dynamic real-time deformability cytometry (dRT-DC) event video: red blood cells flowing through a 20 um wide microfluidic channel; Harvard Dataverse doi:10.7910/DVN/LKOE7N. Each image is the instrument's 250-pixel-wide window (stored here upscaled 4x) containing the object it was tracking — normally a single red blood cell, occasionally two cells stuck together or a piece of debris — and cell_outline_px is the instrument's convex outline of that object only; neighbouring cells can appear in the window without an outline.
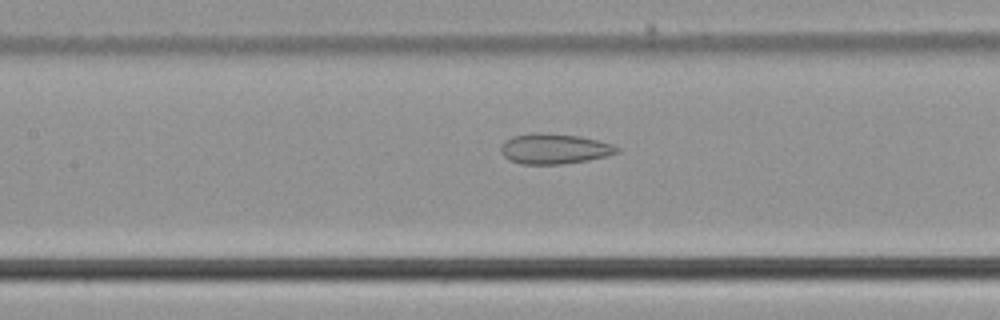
{"species": "common noctule bat (a hibernating species)", "species_latin": "Nyctalus noctula", "temperature_condition": "cold", "stored_images_in_passage": 32, "camera_frame_rate_fps": 3000, "um_per_image_px": 0.085, "animal": {"sex": "male", "body_mass_g": 21.5, "forearm_length_mm": 52.0}, "frame": {"image": 1, "passage_image": 10, "time_ms": 3.0, "image_size_px": [1000, 320], "cell_outline_px": [[620, 152], [608, 156], [588, 160], [560, 164], [524, 164], [508, 160], [500, 152], [500, 148], [504, 140], [512, 136], [532, 132], [540, 132], [580, 136], [612, 144], [620, 148]], "centroid_in_image_um": [47.1, 12.64], "position_along_channel_um": 160.3, "area_um2": 20.69}}
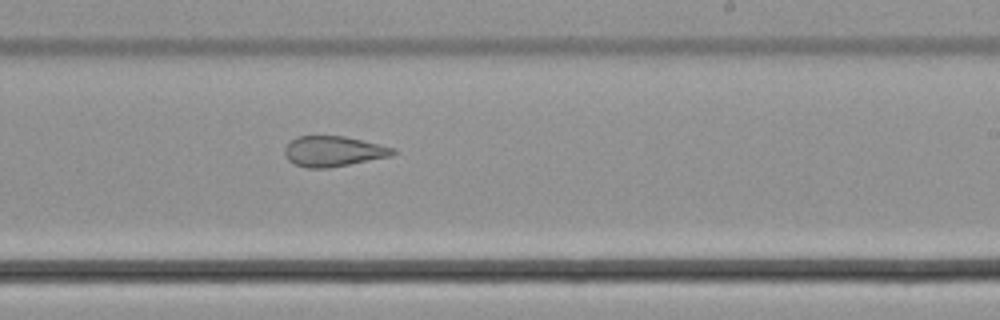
{"frame": {"image": 2, "passage_image": 18, "time_ms": 5.667, "image_size_px": [1000, 320], "cell_outline_px": [[396, 152], [392, 156], [328, 168], [308, 168], [296, 164], [288, 160], [284, 156], [284, 148], [296, 136], [344, 136], [396, 148]], "centroid_in_image_um": [28.33, 12.86], "position_along_channel_um": 260.7, "area_um2": 19.13}}
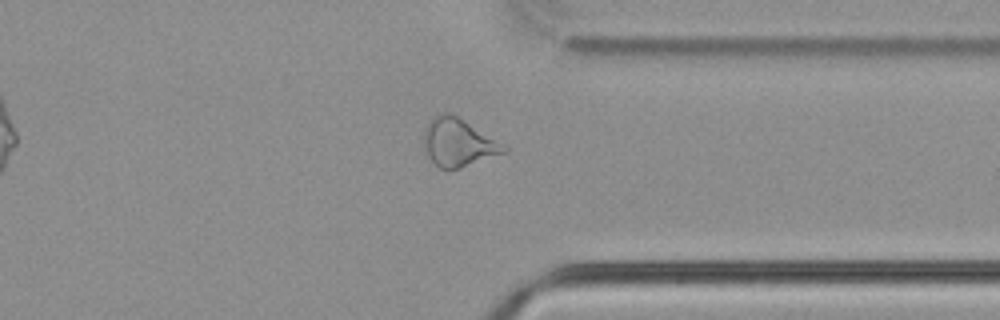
{"frame": {"image": 3, "passage_image": 27, "time_ms": 8.667, "image_size_px": [1000, 320], "cell_outline_px": [[508, 148], [504, 152], [460, 168], [440, 168], [428, 156], [424, 140], [424, 128], [432, 116], [444, 112], [448, 112], [464, 120], [508, 144]], "centroid_in_image_um": [38.99, 12.08], "position_along_channel_um": 372.4, "area_um2": 22.25}, "authors_computed_cell_mechanics": {"area_um2": 20.9525, "velocity_mm_per_s": 3.7777, "shape_relaxation_time_tau1_ms": null, "shape_relaxation_time_tau2_ms": 2.6015, "deformation_change_tau1": null, "deformation_change_tau2": 0.114}}